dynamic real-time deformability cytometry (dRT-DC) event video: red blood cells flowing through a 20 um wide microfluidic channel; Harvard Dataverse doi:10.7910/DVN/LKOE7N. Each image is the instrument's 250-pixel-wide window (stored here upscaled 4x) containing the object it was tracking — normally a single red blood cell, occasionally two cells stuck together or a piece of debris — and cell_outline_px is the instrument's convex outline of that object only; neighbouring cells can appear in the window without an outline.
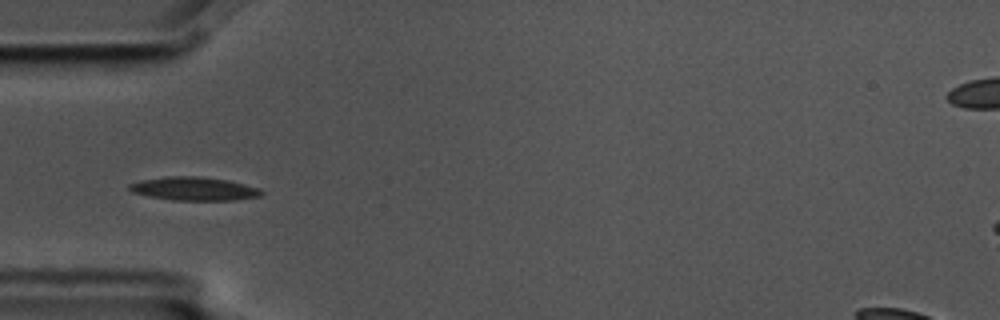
{"species": "common noctule bat (a hibernating species)", "species_latin": "Nyctalus noctula", "temperature_condition": "cold", "stored_images_in_passage": 15, "camera_frame_rate_fps": 3000, "um_per_image_px": 0.085, "animal": {"sex": "male", "body_mass_g": 17.5, "forearm_length_mm": 52.3}, "frame": {"image": 1, "passage_image": 5, "time_ms": 1.333, "image_size_px": [1000, 320], "cell_outline_px": [[264, 192], [260, 196], [236, 200], [172, 200], [132, 192], [128, 188], [128, 184], [144, 180], [168, 176], [200, 176], [228, 180], [260, 188]], "centroid_in_image_um": [16.54, 16.04], "position_along_channel_um": 68.5, "area_um2": 17.92}}
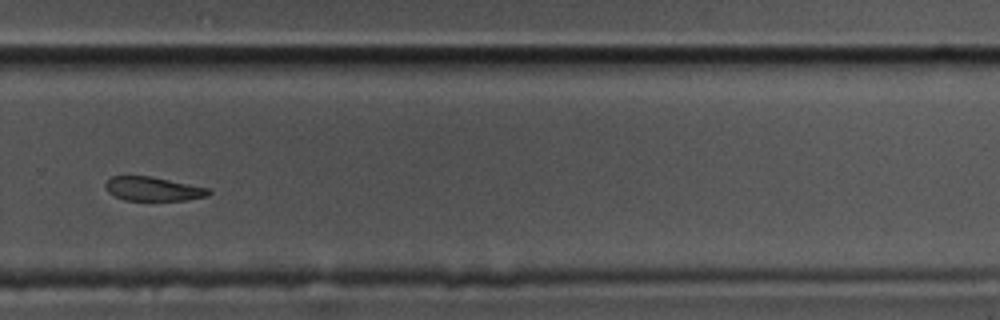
{"frame": {"image": 2, "passage_image": 11, "time_ms": 3.333, "image_size_px": [1000, 320], "cell_outline_px": [[212, 192], [208, 196], [188, 200], [124, 200], [108, 192], [104, 188], [104, 184], [112, 176], [152, 176], [212, 188]], "centroid_in_image_um": [13.07, 16.05], "position_along_channel_um": 316.7, "area_um2": 14.68}}
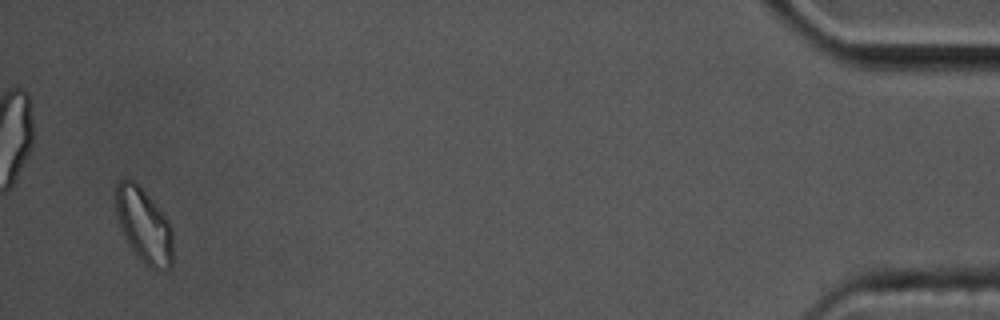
{"frame": {"image": 3, "passage_image": 15, "time_ms": 4.667, "image_size_px": [1000, 320], "cell_outline_px": [[172, 264], [168, 268], [156, 272], [148, 268], [140, 260], [128, 244], [120, 228], [116, 212], [116, 184], [120, 180], [136, 180], [168, 220], [172, 228]], "centroid_in_image_um": [12.23, 19.19], "position_along_channel_um": 423.0, "area_um2": 25.03}}